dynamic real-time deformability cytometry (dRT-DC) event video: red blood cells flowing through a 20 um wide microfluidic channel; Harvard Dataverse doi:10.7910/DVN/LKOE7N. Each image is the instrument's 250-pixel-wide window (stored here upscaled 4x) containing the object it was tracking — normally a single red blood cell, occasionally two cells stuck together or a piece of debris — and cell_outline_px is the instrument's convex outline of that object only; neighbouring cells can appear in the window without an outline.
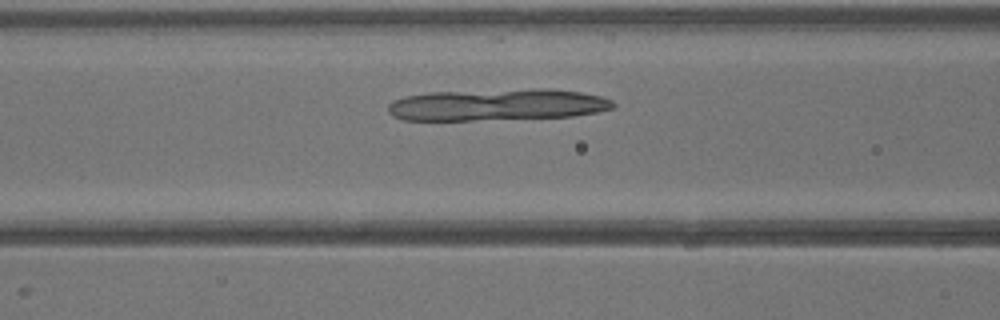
{"species": "common noctule bat (a hibernating species)", "species_latin": "Nyctalus noctula", "temperature_condition": "warm", "stored_images_in_passage": 9, "camera_frame_rate_fps": 3000, "um_per_image_px": 0.085, "animal": {"sex": "male", "body_mass_g": 13.3}, "frame": {"image": 1, "passage_image": 5, "time_ms": 1.333, "image_size_px": [1000, 320], "cell_outline_px": [[616, 108], [596, 112], [572, 116], [472, 120], [404, 120], [392, 116], [388, 112], [388, 104], [392, 100], [404, 96], [432, 92], [532, 88], [548, 88], [584, 92], [600, 96], [612, 100], [616, 104]], "centroid_in_image_um": [42.27, 8.89], "position_along_channel_um": 124.3, "area_um2": 42.02}}
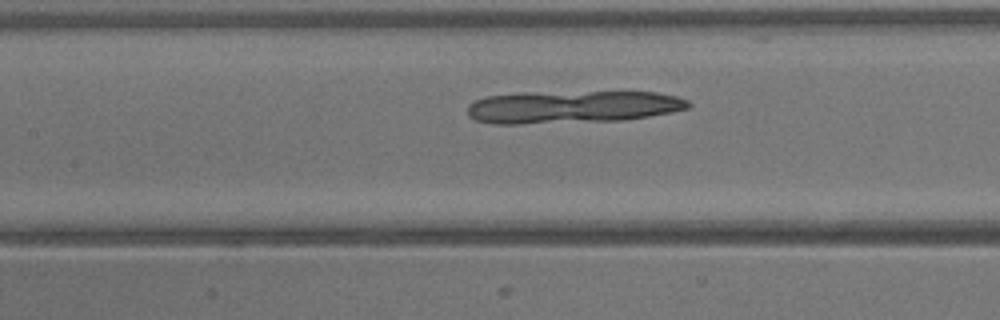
{"frame": {"image": 2, "passage_image": 7, "time_ms": 2.0, "image_size_px": [1000, 320], "cell_outline_px": [[692, 104], [688, 108], [672, 112], [624, 120], [520, 124], [492, 124], [476, 120], [468, 116], [468, 104], [476, 100], [488, 96], [520, 92], [656, 92], [676, 96], [688, 100]], "centroid_in_image_um": [48.63, 9.09], "position_along_channel_um": 158.8, "area_um2": 42.14}}